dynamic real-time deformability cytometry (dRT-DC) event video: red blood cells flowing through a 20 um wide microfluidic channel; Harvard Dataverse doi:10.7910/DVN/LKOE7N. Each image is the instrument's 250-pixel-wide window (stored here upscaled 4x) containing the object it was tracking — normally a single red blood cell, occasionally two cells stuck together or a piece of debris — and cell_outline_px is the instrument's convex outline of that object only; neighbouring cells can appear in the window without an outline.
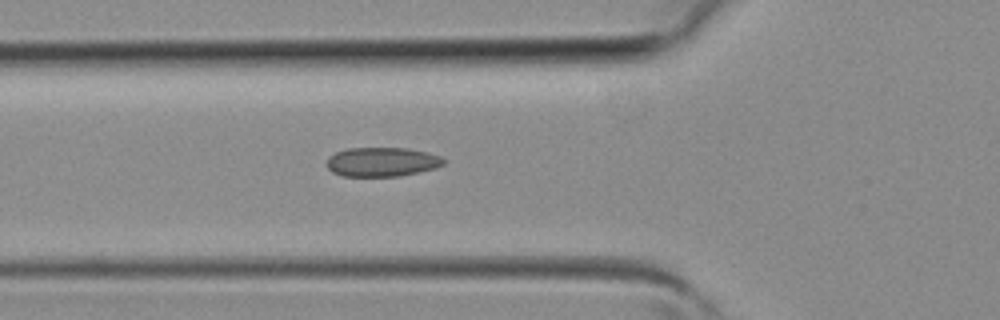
{"species": "common noctule bat (a hibernating species)", "species_latin": "Nyctalus noctula", "temperature_condition": "room temperature", "stored_images_in_passage": 30, "camera_frame_rate_fps": 3000, "um_per_image_px": 0.085, "animal": {"sex": "female", "body_mass_g": 19.3, "forearm_length_mm": 54.1}, "frame": {"image": 1, "passage_image": 4, "time_ms": 1.0, "image_size_px": [1000, 320], "cell_outline_px": [[444, 164], [436, 168], [400, 176], [344, 176], [332, 172], [328, 168], [328, 156], [336, 152], [348, 148], [408, 148], [428, 152], [440, 156], [444, 160]], "centroid_in_image_um": [32.48, 13.76], "position_along_channel_um": 93.3, "area_um2": 19.88}}
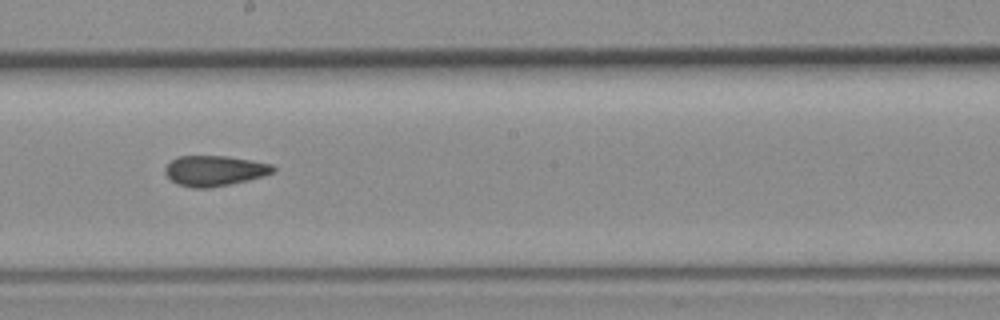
{"frame": {"image": 2, "passage_image": 12, "time_ms": 3.667, "image_size_px": [1000, 320], "cell_outline_px": [[276, 172], [264, 176], [232, 184], [208, 188], [192, 188], [176, 184], [164, 172], [164, 168], [172, 160], [180, 156], [228, 156], [252, 160], [272, 164], [276, 168]], "centroid_in_image_um": [18.27, 14.52], "position_along_channel_um": 229.9, "area_um2": 19.31}}
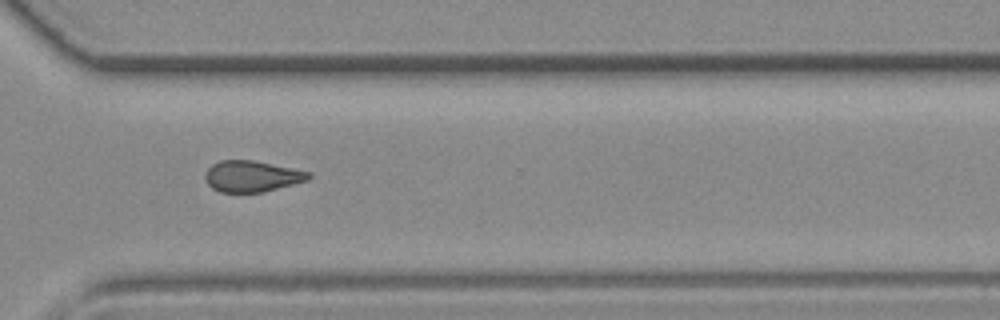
{"frame": {"image": 3, "passage_image": 19, "time_ms": 6.0, "image_size_px": [1000, 320], "cell_outline_px": [[312, 176], [308, 180], [264, 192], [220, 192], [212, 188], [208, 184], [204, 176], [208, 168], [212, 164], [220, 160], [252, 160], [312, 172]], "centroid_in_image_um": [21.41, 14.98], "position_along_channel_um": 349.2, "area_um2": 18.79}}